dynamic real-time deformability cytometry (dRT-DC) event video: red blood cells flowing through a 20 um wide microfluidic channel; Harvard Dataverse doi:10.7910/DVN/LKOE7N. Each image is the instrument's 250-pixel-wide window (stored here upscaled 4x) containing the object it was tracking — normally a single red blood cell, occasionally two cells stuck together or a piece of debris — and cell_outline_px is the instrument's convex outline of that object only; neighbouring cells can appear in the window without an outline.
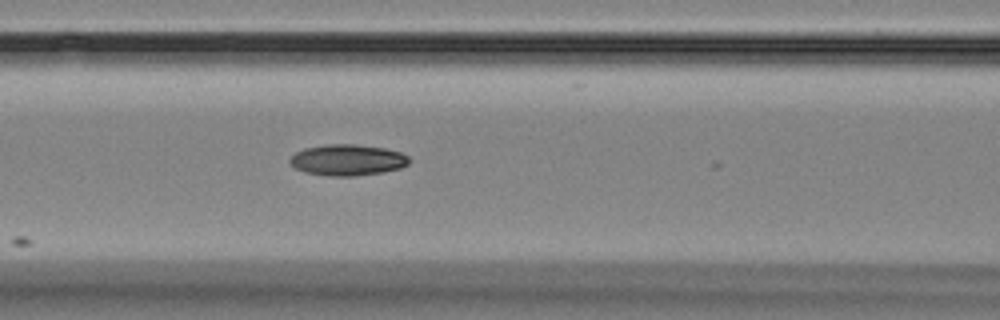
{"species": "Egyptian fruit bat (a non-hibernating species)", "species_latin": "Rousettus aegyptiacus", "temperature_condition": "room temperature", "stored_images_in_passage": 7, "camera_frame_rate_fps": 3000, "um_per_image_px": 0.085, "animal": {"sex": "female"}, "frame": {"image": 1, "passage_image": 7, "time_ms": 7.0, "image_size_px": [1000, 320], "cell_outline_px": [[412, 160], [408, 164], [400, 168], [380, 172], [356, 176], [328, 176], [304, 172], [296, 168], [288, 160], [296, 152], [304, 148], [328, 144], [356, 144], [384, 148], [400, 152], [408, 156]], "centroid_in_image_um": [29.55, 13.59], "position_along_channel_um": 137.1, "area_um2": 21.62}}